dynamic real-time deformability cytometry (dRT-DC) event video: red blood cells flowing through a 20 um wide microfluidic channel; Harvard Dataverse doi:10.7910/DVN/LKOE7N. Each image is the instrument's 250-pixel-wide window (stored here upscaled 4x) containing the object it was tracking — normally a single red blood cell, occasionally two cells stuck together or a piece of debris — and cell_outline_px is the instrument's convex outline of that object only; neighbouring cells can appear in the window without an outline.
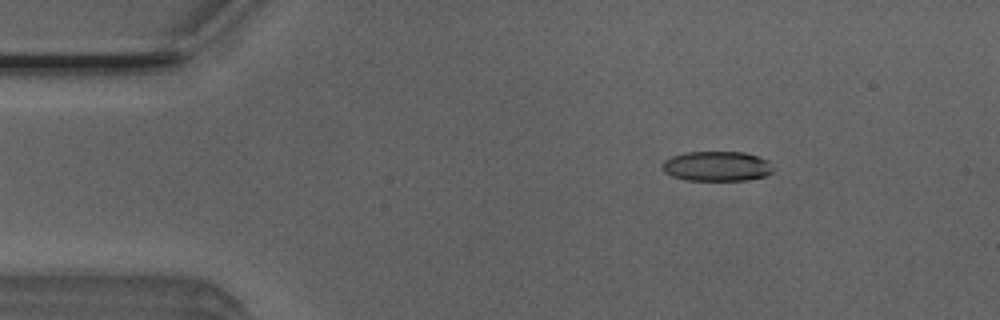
{"species": "Egyptian fruit bat (a non-hibernating species)", "species_latin": "Rousettus aegyptiacus", "temperature_condition": "room temperature", "stored_images_in_passage": 52, "camera_frame_rate_fps": 3000, "um_per_image_px": 0.085, "animal": {"sex": "male"}, "frame": {"image": 1, "passage_image": 8, "time_ms": 2.333, "image_size_px": [1000, 320], "cell_outline_px": [[772, 172], [764, 176], [748, 180], [684, 180], [672, 176], [664, 172], [664, 160], [672, 156], [688, 152], [744, 152], [768, 160], [772, 168]], "centroid_in_image_um": [60.93, 14.13], "position_along_channel_um": 24.1, "area_um2": 19.13}}
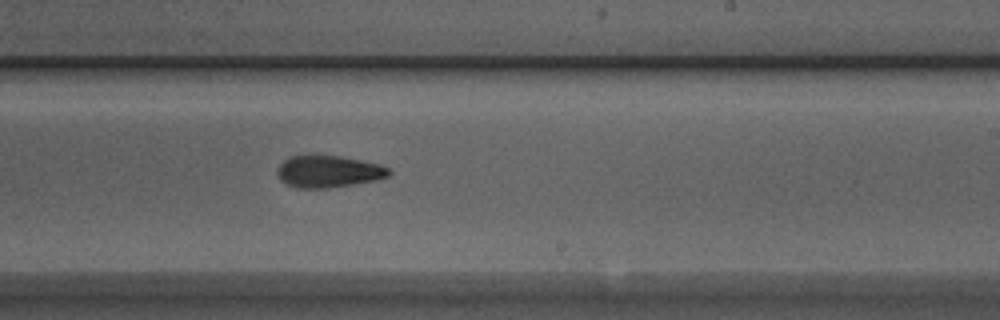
{"frame": {"image": 2, "passage_image": 31, "time_ms": 10.0, "image_size_px": [1000, 320], "cell_outline_px": [[392, 172], [388, 176], [376, 180], [328, 188], [296, 188], [284, 184], [276, 176], [276, 168], [288, 156], [340, 156], [380, 164], [388, 168]], "centroid_in_image_um": [27.86, 14.59], "position_along_channel_um": 261.1, "area_um2": 20.87}}
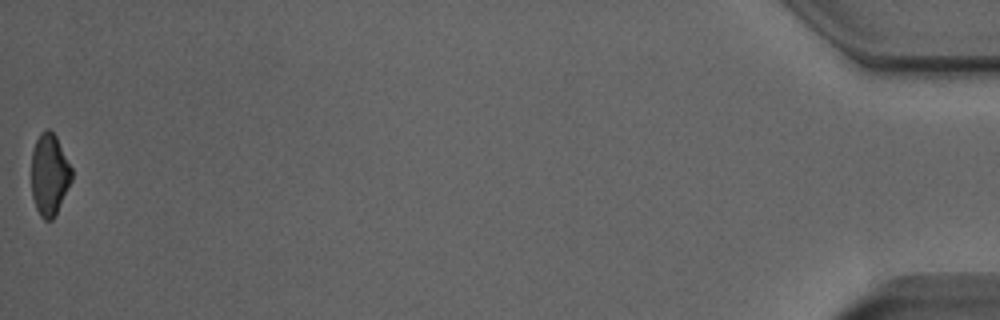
{"frame": {"image": 3, "passage_image": 52, "time_ms": 17.0, "image_size_px": [1000, 320], "cell_outline_px": [[72, 180], [56, 216], [52, 220], [44, 220], [40, 216], [36, 208], [32, 196], [32, 152], [36, 140], [40, 132], [48, 128], [56, 136], [72, 168]], "centroid_in_image_um": [4.21, 14.86], "position_along_channel_um": 431.0, "area_um2": 19.31}, "authors_computed_cell_mechanics": {"area_um2": 20.519, "velocity_mm_per_s": 3.9517, "shape_relaxation_time_tau1_ms": 6.7167, "shape_relaxation_time_tau2_ms": 2.9389, "deformation_change_tau1": 0.1577, "deformation_change_tau2": 0.1046}}